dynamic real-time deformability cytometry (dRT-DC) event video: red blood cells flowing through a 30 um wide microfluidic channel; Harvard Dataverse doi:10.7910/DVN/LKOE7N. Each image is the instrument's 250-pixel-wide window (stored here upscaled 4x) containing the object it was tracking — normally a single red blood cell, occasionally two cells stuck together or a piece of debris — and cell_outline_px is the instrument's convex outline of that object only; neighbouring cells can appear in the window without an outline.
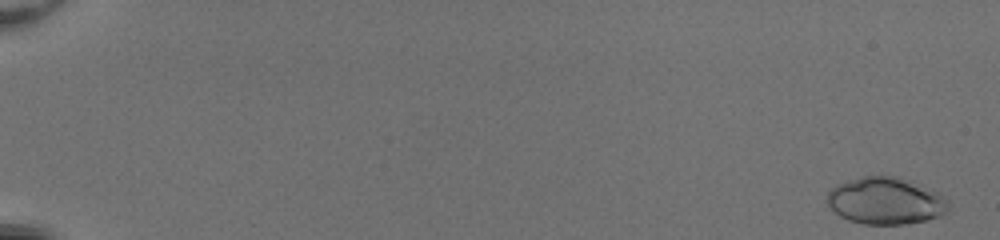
{"species": "common noctule bat (a hibernating species)", "species_latin": "Nyctalus noctula", "temperature_condition": "room temperature", "stored_images_in_passage": 52, "camera_frame_rate_fps": 3000, "um_per_image_px": 0.085, "animal": {"sex": "female", "body_mass_g": 20.0, "forearm_length_mm": 54.0}, "frame": {"image": 1, "passage_image": 1, "time_ms": 0.0, "image_size_px": [1000, 240], "cell_outline_px": [[948, 212], [940, 216], [908, 224], [864, 224], [848, 220], [840, 216], [824, 200], [828, 192], [836, 184], [848, 180], [864, 176], [900, 176], [912, 180], [936, 192], [948, 200]], "centroid_in_image_um": [75.27, 17.06], "position_along_channel_um": 9.7, "area_um2": 33.41}}
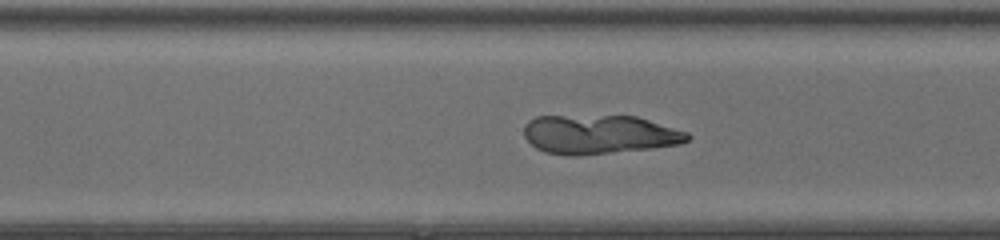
{"frame": {"image": 2, "passage_image": 39, "time_ms": 12.667, "image_size_px": [1000, 240], "cell_outline_px": [[692, 136], [688, 140], [680, 144], [652, 148], [580, 156], [568, 156], [544, 152], [536, 148], [524, 136], [524, 124], [528, 120], [536, 116], [636, 116], [688, 132]], "centroid_in_image_um": [50.92, 11.43], "position_along_channel_um": 319.7, "area_um2": 37.4}}
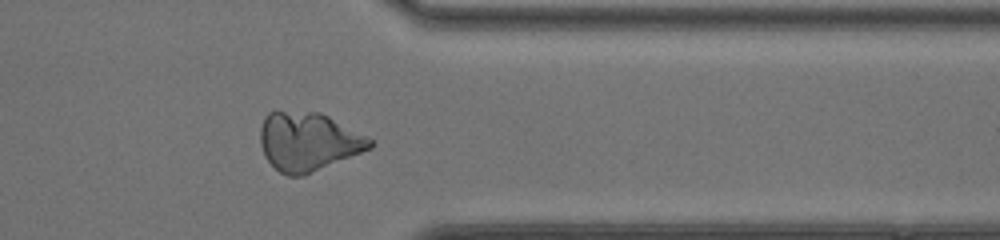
{"frame": {"image": 3, "passage_image": 44, "time_ms": 14.333, "image_size_px": [1000, 240], "cell_outline_px": [[372, 148], [304, 176], [288, 176], [280, 172], [264, 156], [260, 144], [260, 128], [264, 116], [268, 112], [320, 112], [368, 136], [372, 140]], "centroid_in_image_um": [26.19, 12.05], "position_along_channel_um": 385.2, "area_um2": 37.4}}